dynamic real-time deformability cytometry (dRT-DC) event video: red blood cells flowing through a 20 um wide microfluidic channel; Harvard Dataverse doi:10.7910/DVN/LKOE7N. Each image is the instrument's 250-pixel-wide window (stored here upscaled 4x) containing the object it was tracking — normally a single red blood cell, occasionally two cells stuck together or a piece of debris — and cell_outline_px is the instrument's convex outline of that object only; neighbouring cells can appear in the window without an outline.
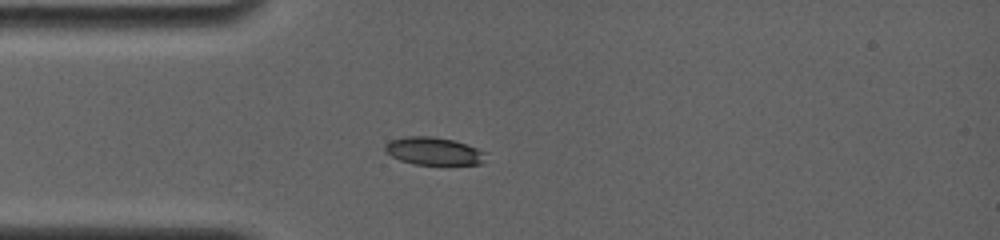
{"species": "common noctule bat (a hibernating species)", "species_latin": "Nyctalus noctula", "temperature_condition": "room temperature", "stored_images_in_passage": 18, "camera_frame_rate_fps": 4000, "um_per_image_px": 0.085, "animal": {"sex": "female", "body_mass_g": 19.0, "forearm_length_mm": 56.7}, "frame": {"image": 1, "passage_image": 1, "time_ms": 0.0, "image_size_px": [1000, 240], "cell_outline_px": [[484, 152], [480, 164], [412, 164], [400, 160], [384, 152], [384, 144], [392, 140], [404, 136], [432, 136], [452, 140], [468, 144], [480, 148]], "centroid_in_image_um": [36.8, 12.83], "position_along_channel_um": 48.2, "area_um2": 16.18}}
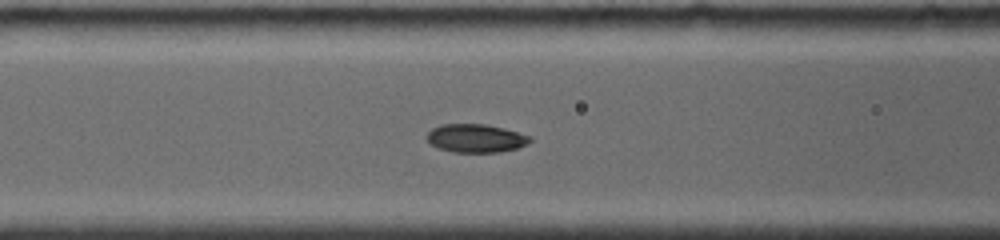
{"frame": {"image": 2, "passage_image": 11, "time_ms": 2.25, "image_size_px": [1000, 240], "cell_outline_px": [[532, 140], [528, 144], [516, 148], [500, 152], [452, 152], [440, 148], [432, 144], [428, 140], [428, 132], [432, 128], [440, 124], [484, 124], [504, 128], [532, 136]], "centroid_in_image_um": [40.48, 11.74], "position_along_channel_um": 126.1, "area_um2": 16.99}}
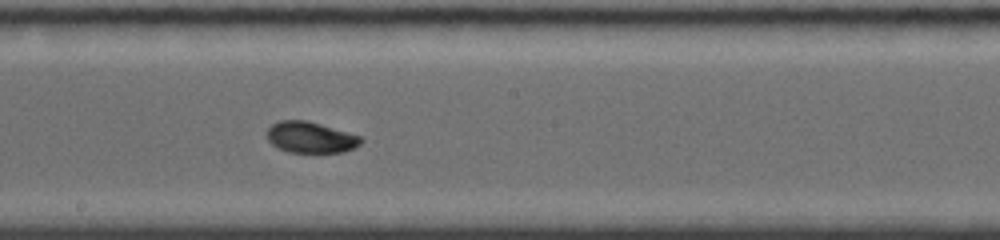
{"frame": {"image": 3, "passage_image": 18, "time_ms": 4.75, "image_size_px": [1000, 240], "cell_outline_px": [[364, 140], [360, 144], [344, 152], [288, 152], [272, 144], [268, 140], [268, 128], [272, 124], [280, 120], [304, 120], [320, 124], [360, 136]], "centroid_in_image_um": [26.39, 11.67], "position_along_channel_um": 221.8, "area_um2": 16.76}}